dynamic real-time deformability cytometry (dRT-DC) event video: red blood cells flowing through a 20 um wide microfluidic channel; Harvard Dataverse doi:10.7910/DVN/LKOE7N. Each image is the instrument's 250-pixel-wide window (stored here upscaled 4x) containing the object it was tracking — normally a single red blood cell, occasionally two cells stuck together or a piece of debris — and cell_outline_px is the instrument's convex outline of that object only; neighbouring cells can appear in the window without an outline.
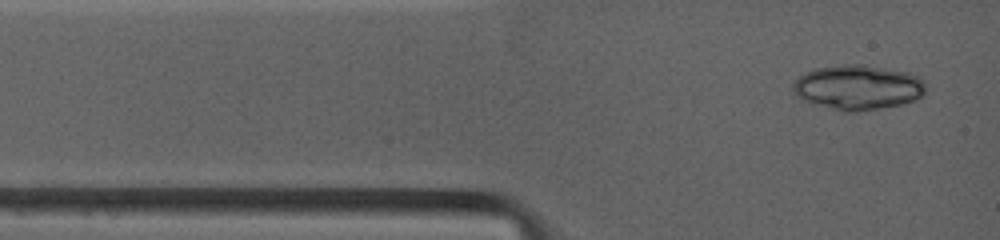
{"species": "common noctule bat (a hibernating species)", "species_latin": "Nyctalus noctula", "temperature_condition": "warm", "stored_images_in_passage": 3, "camera_frame_rate_fps": 4500, "um_per_image_px": 0.085, "animal": {"sex": "female", "body_mass_g": 19.0, "forearm_length_mm": 53.3}, "frame": {"image": 1, "passage_image": 1, "time_ms": 0.0, "image_size_px": [1000, 240], "cell_outline_px": [[924, 92], [920, 96], [912, 100], [900, 104], [856, 112], [844, 112], [816, 104], [804, 100], [796, 96], [792, 88], [792, 84], [800, 76], [816, 68], [844, 64], [864, 64], [908, 72], [924, 80]], "centroid_in_image_um": [72.9, 7.41], "position_along_channel_um": 12.1, "area_um2": 34.33}}